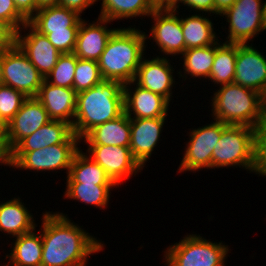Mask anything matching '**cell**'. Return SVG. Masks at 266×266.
<instances>
[{"mask_svg": "<svg viewBox=\"0 0 266 266\" xmlns=\"http://www.w3.org/2000/svg\"><path fill=\"white\" fill-rule=\"evenodd\" d=\"M17 10L29 21L39 10L37 0H13Z\"/></svg>", "mask_w": 266, "mask_h": 266, "instance_id": "obj_39", "label": "cell"}, {"mask_svg": "<svg viewBox=\"0 0 266 266\" xmlns=\"http://www.w3.org/2000/svg\"><path fill=\"white\" fill-rule=\"evenodd\" d=\"M86 154L98 163L118 186L132 179L143 171L140 164L134 159L129 147L87 145Z\"/></svg>", "mask_w": 266, "mask_h": 266, "instance_id": "obj_11", "label": "cell"}, {"mask_svg": "<svg viewBox=\"0 0 266 266\" xmlns=\"http://www.w3.org/2000/svg\"><path fill=\"white\" fill-rule=\"evenodd\" d=\"M167 118L130 119L131 137L129 148L134 159L145 167L159 141ZM158 143V144H157Z\"/></svg>", "mask_w": 266, "mask_h": 266, "instance_id": "obj_17", "label": "cell"}, {"mask_svg": "<svg viewBox=\"0 0 266 266\" xmlns=\"http://www.w3.org/2000/svg\"><path fill=\"white\" fill-rule=\"evenodd\" d=\"M79 27H70L68 31H53L52 33H41L47 36L50 43L61 53L70 54L74 52Z\"/></svg>", "mask_w": 266, "mask_h": 266, "instance_id": "obj_34", "label": "cell"}, {"mask_svg": "<svg viewBox=\"0 0 266 266\" xmlns=\"http://www.w3.org/2000/svg\"><path fill=\"white\" fill-rule=\"evenodd\" d=\"M159 5H166V0H155Z\"/></svg>", "mask_w": 266, "mask_h": 266, "instance_id": "obj_47", "label": "cell"}, {"mask_svg": "<svg viewBox=\"0 0 266 266\" xmlns=\"http://www.w3.org/2000/svg\"><path fill=\"white\" fill-rule=\"evenodd\" d=\"M83 150L85 149H80L75 154L68 175L65 177L66 183L116 185L106 171Z\"/></svg>", "mask_w": 266, "mask_h": 266, "instance_id": "obj_28", "label": "cell"}, {"mask_svg": "<svg viewBox=\"0 0 266 266\" xmlns=\"http://www.w3.org/2000/svg\"><path fill=\"white\" fill-rule=\"evenodd\" d=\"M82 19L76 11L56 5L39 9L29 23L40 33H52L80 27Z\"/></svg>", "mask_w": 266, "mask_h": 266, "instance_id": "obj_24", "label": "cell"}, {"mask_svg": "<svg viewBox=\"0 0 266 266\" xmlns=\"http://www.w3.org/2000/svg\"><path fill=\"white\" fill-rule=\"evenodd\" d=\"M172 0H166V5H168Z\"/></svg>", "mask_w": 266, "mask_h": 266, "instance_id": "obj_49", "label": "cell"}, {"mask_svg": "<svg viewBox=\"0 0 266 266\" xmlns=\"http://www.w3.org/2000/svg\"><path fill=\"white\" fill-rule=\"evenodd\" d=\"M63 212H42L41 266H87L89 257L104 251V241L90 235Z\"/></svg>", "mask_w": 266, "mask_h": 266, "instance_id": "obj_1", "label": "cell"}, {"mask_svg": "<svg viewBox=\"0 0 266 266\" xmlns=\"http://www.w3.org/2000/svg\"><path fill=\"white\" fill-rule=\"evenodd\" d=\"M96 19V22L82 19L80 23L73 52L79 59L98 61L106 48L108 40L118 29L108 27V24L112 22L110 20L99 16Z\"/></svg>", "mask_w": 266, "mask_h": 266, "instance_id": "obj_18", "label": "cell"}, {"mask_svg": "<svg viewBox=\"0 0 266 266\" xmlns=\"http://www.w3.org/2000/svg\"><path fill=\"white\" fill-rule=\"evenodd\" d=\"M15 44L37 68L44 79L61 56V53L50 43L47 36L37 31L29 22L25 23L15 33Z\"/></svg>", "mask_w": 266, "mask_h": 266, "instance_id": "obj_12", "label": "cell"}, {"mask_svg": "<svg viewBox=\"0 0 266 266\" xmlns=\"http://www.w3.org/2000/svg\"><path fill=\"white\" fill-rule=\"evenodd\" d=\"M214 89L211 97V117L227 125H242L257 130L266 123L264 97L236 83Z\"/></svg>", "mask_w": 266, "mask_h": 266, "instance_id": "obj_4", "label": "cell"}, {"mask_svg": "<svg viewBox=\"0 0 266 266\" xmlns=\"http://www.w3.org/2000/svg\"><path fill=\"white\" fill-rule=\"evenodd\" d=\"M44 77L16 45L4 52L2 84L10 86L28 97H37Z\"/></svg>", "mask_w": 266, "mask_h": 266, "instance_id": "obj_10", "label": "cell"}, {"mask_svg": "<svg viewBox=\"0 0 266 266\" xmlns=\"http://www.w3.org/2000/svg\"><path fill=\"white\" fill-rule=\"evenodd\" d=\"M61 143H81V139L73 133L71 124L51 120L22 139L11 151H34Z\"/></svg>", "mask_w": 266, "mask_h": 266, "instance_id": "obj_20", "label": "cell"}, {"mask_svg": "<svg viewBox=\"0 0 266 266\" xmlns=\"http://www.w3.org/2000/svg\"><path fill=\"white\" fill-rule=\"evenodd\" d=\"M236 0H214L215 2V18L223 14L227 9L234 5ZM217 15V16H216Z\"/></svg>", "mask_w": 266, "mask_h": 266, "instance_id": "obj_42", "label": "cell"}, {"mask_svg": "<svg viewBox=\"0 0 266 266\" xmlns=\"http://www.w3.org/2000/svg\"><path fill=\"white\" fill-rule=\"evenodd\" d=\"M6 130H7V124L2 120L0 116V134L5 136Z\"/></svg>", "mask_w": 266, "mask_h": 266, "instance_id": "obj_45", "label": "cell"}, {"mask_svg": "<svg viewBox=\"0 0 266 266\" xmlns=\"http://www.w3.org/2000/svg\"><path fill=\"white\" fill-rule=\"evenodd\" d=\"M208 15V17L206 16ZM181 16L182 33L185 40V50L190 48L205 47L215 44L221 36H217L214 30V22L209 14L201 13ZM185 16V18H184Z\"/></svg>", "mask_w": 266, "mask_h": 266, "instance_id": "obj_25", "label": "cell"}, {"mask_svg": "<svg viewBox=\"0 0 266 266\" xmlns=\"http://www.w3.org/2000/svg\"><path fill=\"white\" fill-rule=\"evenodd\" d=\"M170 103L134 81L124 84V112L130 119L167 118Z\"/></svg>", "mask_w": 266, "mask_h": 266, "instance_id": "obj_15", "label": "cell"}, {"mask_svg": "<svg viewBox=\"0 0 266 266\" xmlns=\"http://www.w3.org/2000/svg\"><path fill=\"white\" fill-rule=\"evenodd\" d=\"M124 112V84L103 80L77 93L73 133L82 139L91 129Z\"/></svg>", "mask_w": 266, "mask_h": 266, "instance_id": "obj_3", "label": "cell"}, {"mask_svg": "<svg viewBox=\"0 0 266 266\" xmlns=\"http://www.w3.org/2000/svg\"><path fill=\"white\" fill-rule=\"evenodd\" d=\"M5 50L6 49H0V84H2V63Z\"/></svg>", "mask_w": 266, "mask_h": 266, "instance_id": "obj_44", "label": "cell"}, {"mask_svg": "<svg viewBox=\"0 0 266 266\" xmlns=\"http://www.w3.org/2000/svg\"><path fill=\"white\" fill-rule=\"evenodd\" d=\"M264 107H265V113H266V95L264 96Z\"/></svg>", "mask_w": 266, "mask_h": 266, "instance_id": "obj_48", "label": "cell"}, {"mask_svg": "<svg viewBox=\"0 0 266 266\" xmlns=\"http://www.w3.org/2000/svg\"><path fill=\"white\" fill-rule=\"evenodd\" d=\"M37 226L33 213L19 196L0 201V232L5 233L4 236H20L33 231Z\"/></svg>", "mask_w": 266, "mask_h": 266, "instance_id": "obj_21", "label": "cell"}, {"mask_svg": "<svg viewBox=\"0 0 266 266\" xmlns=\"http://www.w3.org/2000/svg\"><path fill=\"white\" fill-rule=\"evenodd\" d=\"M44 106L51 120L74 122L77 92L48 83L45 79L36 97Z\"/></svg>", "mask_w": 266, "mask_h": 266, "instance_id": "obj_19", "label": "cell"}, {"mask_svg": "<svg viewBox=\"0 0 266 266\" xmlns=\"http://www.w3.org/2000/svg\"><path fill=\"white\" fill-rule=\"evenodd\" d=\"M11 238L13 242L9 245L11 250L5 254L7 263L0 266H41L42 262V237L41 228Z\"/></svg>", "mask_w": 266, "mask_h": 266, "instance_id": "obj_22", "label": "cell"}, {"mask_svg": "<svg viewBox=\"0 0 266 266\" xmlns=\"http://www.w3.org/2000/svg\"><path fill=\"white\" fill-rule=\"evenodd\" d=\"M26 99L27 97L20 91L0 84V116L7 125L20 110Z\"/></svg>", "mask_w": 266, "mask_h": 266, "instance_id": "obj_33", "label": "cell"}, {"mask_svg": "<svg viewBox=\"0 0 266 266\" xmlns=\"http://www.w3.org/2000/svg\"><path fill=\"white\" fill-rule=\"evenodd\" d=\"M174 63L171 65V60L168 57L154 56L153 58L143 57L141 64L137 69L134 82L150 90L156 94L164 97L169 103L173 97V87L178 84L175 80L173 68ZM176 82V84H175Z\"/></svg>", "mask_w": 266, "mask_h": 266, "instance_id": "obj_13", "label": "cell"}, {"mask_svg": "<svg viewBox=\"0 0 266 266\" xmlns=\"http://www.w3.org/2000/svg\"><path fill=\"white\" fill-rule=\"evenodd\" d=\"M255 175L266 177V123L258 130L256 135V167Z\"/></svg>", "mask_w": 266, "mask_h": 266, "instance_id": "obj_37", "label": "cell"}, {"mask_svg": "<svg viewBox=\"0 0 266 266\" xmlns=\"http://www.w3.org/2000/svg\"><path fill=\"white\" fill-rule=\"evenodd\" d=\"M15 31L0 19V49H8L15 44Z\"/></svg>", "mask_w": 266, "mask_h": 266, "instance_id": "obj_38", "label": "cell"}, {"mask_svg": "<svg viewBox=\"0 0 266 266\" xmlns=\"http://www.w3.org/2000/svg\"><path fill=\"white\" fill-rule=\"evenodd\" d=\"M237 57V43L216 42V54L208 82L222 86L234 82Z\"/></svg>", "mask_w": 266, "mask_h": 266, "instance_id": "obj_29", "label": "cell"}, {"mask_svg": "<svg viewBox=\"0 0 266 266\" xmlns=\"http://www.w3.org/2000/svg\"><path fill=\"white\" fill-rule=\"evenodd\" d=\"M77 59L74 53L61 54L45 80L56 86L73 88Z\"/></svg>", "mask_w": 266, "mask_h": 266, "instance_id": "obj_31", "label": "cell"}, {"mask_svg": "<svg viewBox=\"0 0 266 266\" xmlns=\"http://www.w3.org/2000/svg\"><path fill=\"white\" fill-rule=\"evenodd\" d=\"M50 121L42 103L36 97H28L7 125L5 142L8 150Z\"/></svg>", "mask_w": 266, "mask_h": 266, "instance_id": "obj_16", "label": "cell"}, {"mask_svg": "<svg viewBox=\"0 0 266 266\" xmlns=\"http://www.w3.org/2000/svg\"><path fill=\"white\" fill-rule=\"evenodd\" d=\"M200 235L188 233L180 241L167 246L163 251L165 266H225L231 253L229 245Z\"/></svg>", "mask_w": 266, "mask_h": 266, "instance_id": "obj_6", "label": "cell"}, {"mask_svg": "<svg viewBox=\"0 0 266 266\" xmlns=\"http://www.w3.org/2000/svg\"><path fill=\"white\" fill-rule=\"evenodd\" d=\"M2 165L11 168L10 151L7 148L5 136L0 134V166Z\"/></svg>", "mask_w": 266, "mask_h": 266, "instance_id": "obj_41", "label": "cell"}, {"mask_svg": "<svg viewBox=\"0 0 266 266\" xmlns=\"http://www.w3.org/2000/svg\"><path fill=\"white\" fill-rule=\"evenodd\" d=\"M0 19L5 21L15 32L29 22L17 10L13 0H0Z\"/></svg>", "mask_w": 266, "mask_h": 266, "instance_id": "obj_35", "label": "cell"}, {"mask_svg": "<svg viewBox=\"0 0 266 266\" xmlns=\"http://www.w3.org/2000/svg\"><path fill=\"white\" fill-rule=\"evenodd\" d=\"M103 80L97 61L77 59L73 80V89L77 93L88 90Z\"/></svg>", "mask_w": 266, "mask_h": 266, "instance_id": "obj_32", "label": "cell"}, {"mask_svg": "<svg viewBox=\"0 0 266 266\" xmlns=\"http://www.w3.org/2000/svg\"><path fill=\"white\" fill-rule=\"evenodd\" d=\"M64 200L71 199L78 203L92 205L99 209H105L111 199V191L117 185H94L82 183H65Z\"/></svg>", "mask_w": 266, "mask_h": 266, "instance_id": "obj_30", "label": "cell"}, {"mask_svg": "<svg viewBox=\"0 0 266 266\" xmlns=\"http://www.w3.org/2000/svg\"><path fill=\"white\" fill-rule=\"evenodd\" d=\"M257 129L242 125H227L215 145L212 169L239 167L255 173Z\"/></svg>", "mask_w": 266, "mask_h": 266, "instance_id": "obj_5", "label": "cell"}, {"mask_svg": "<svg viewBox=\"0 0 266 266\" xmlns=\"http://www.w3.org/2000/svg\"><path fill=\"white\" fill-rule=\"evenodd\" d=\"M97 0H59V5L79 13L81 16L90 6H94Z\"/></svg>", "mask_w": 266, "mask_h": 266, "instance_id": "obj_40", "label": "cell"}, {"mask_svg": "<svg viewBox=\"0 0 266 266\" xmlns=\"http://www.w3.org/2000/svg\"><path fill=\"white\" fill-rule=\"evenodd\" d=\"M179 11H174L167 5H160L148 18H151L149 32L145 30L146 41L155 43L161 57L172 58L181 56L185 51V40L182 33ZM149 33V34H147ZM149 39V40H148ZM162 55H161V54ZM168 55V56H167Z\"/></svg>", "mask_w": 266, "mask_h": 266, "instance_id": "obj_9", "label": "cell"}, {"mask_svg": "<svg viewBox=\"0 0 266 266\" xmlns=\"http://www.w3.org/2000/svg\"><path fill=\"white\" fill-rule=\"evenodd\" d=\"M102 1L100 14L101 18L117 21L124 19L128 20L135 17L146 19L160 5L155 0H97Z\"/></svg>", "mask_w": 266, "mask_h": 266, "instance_id": "obj_27", "label": "cell"}, {"mask_svg": "<svg viewBox=\"0 0 266 266\" xmlns=\"http://www.w3.org/2000/svg\"><path fill=\"white\" fill-rule=\"evenodd\" d=\"M214 120V121H213ZM198 128H191L189 140L185 144L182 161L177 169V173L199 172L201 169H212L213 149L222 135L227 124L212 118L210 124Z\"/></svg>", "mask_w": 266, "mask_h": 266, "instance_id": "obj_8", "label": "cell"}, {"mask_svg": "<svg viewBox=\"0 0 266 266\" xmlns=\"http://www.w3.org/2000/svg\"><path fill=\"white\" fill-rule=\"evenodd\" d=\"M131 137L130 118L123 112L117 118L91 129L82 144L129 147ZM84 142V143H83Z\"/></svg>", "mask_w": 266, "mask_h": 266, "instance_id": "obj_23", "label": "cell"}, {"mask_svg": "<svg viewBox=\"0 0 266 266\" xmlns=\"http://www.w3.org/2000/svg\"><path fill=\"white\" fill-rule=\"evenodd\" d=\"M182 5L184 9L188 10L190 13H200L209 14L212 16L215 14V2L214 0H172L167 6L174 11H180L179 7ZM187 7V8H186ZM193 11V12H192Z\"/></svg>", "mask_w": 266, "mask_h": 266, "instance_id": "obj_36", "label": "cell"}, {"mask_svg": "<svg viewBox=\"0 0 266 266\" xmlns=\"http://www.w3.org/2000/svg\"><path fill=\"white\" fill-rule=\"evenodd\" d=\"M234 83L266 95V56L252 43H237Z\"/></svg>", "mask_w": 266, "mask_h": 266, "instance_id": "obj_14", "label": "cell"}, {"mask_svg": "<svg viewBox=\"0 0 266 266\" xmlns=\"http://www.w3.org/2000/svg\"><path fill=\"white\" fill-rule=\"evenodd\" d=\"M59 5V0H37V8L41 9L44 7Z\"/></svg>", "mask_w": 266, "mask_h": 266, "instance_id": "obj_43", "label": "cell"}, {"mask_svg": "<svg viewBox=\"0 0 266 266\" xmlns=\"http://www.w3.org/2000/svg\"><path fill=\"white\" fill-rule=\"evenodd\" d=\"M215 54L216 43L210 46L185 50L181 57H178L179 61L181 60L179 64L183 63V72L182 68L179 71L176 70L178 72L176 73L178 78H182V83L188 79L191 80L190 78H192V80L195 78L194 81L197 78V80H199V78L200 80L204 78L202 81L205 80L204 82H207L206 79H209ZM188 76L190 77L188 78Z\"/></svg>", "mask_w": 266, "mask_h": 266, "instance_id": "obj_26", "label": "cell"}, {"mask_svg": "<svg viewBox=\"0 0 266 266\" xmlns=\"http://www.w3.org/2000/svg\"><path fill=\"white\" fill-rule=\"evenodd\" d=\"M264 22H265V27H266V1H264Z\"/></svg>", "mask_w": 266, "mask_h": 266, "instance_id": "obj_46", "label": "cell"}, {"mask_svg": "<svg viewBox=\"0 0 266 266\" xmlns=\"http://www.w3.org/2000/svg\"><path fill=\"white\" fill-rule=\"evenodd\" d=\"M136 27H119L108 40L97 61L104 80L123 84L134 81L148 48L144 31Z\"/></svg>", "mask_w": 266, "mask_h": 266, "instance_id": "obj_2", "label": "cell"}, {"mask_svg": "<svg viewBox=\"0 0 266 266\" xmlns=\"http://www.w3.org/2000/svg\"><path fill=\"white\" fill-rule=\"evenodd\" d=\"M81 143H61L34 151H10L12 168L30 172L50 173L65 171L68 175L75 154L81 149Z\"/></svg>", "mask_w": 266, "mask_h": 266, "instance_id": "obj_7", "label": "cell"}]
</instances>
